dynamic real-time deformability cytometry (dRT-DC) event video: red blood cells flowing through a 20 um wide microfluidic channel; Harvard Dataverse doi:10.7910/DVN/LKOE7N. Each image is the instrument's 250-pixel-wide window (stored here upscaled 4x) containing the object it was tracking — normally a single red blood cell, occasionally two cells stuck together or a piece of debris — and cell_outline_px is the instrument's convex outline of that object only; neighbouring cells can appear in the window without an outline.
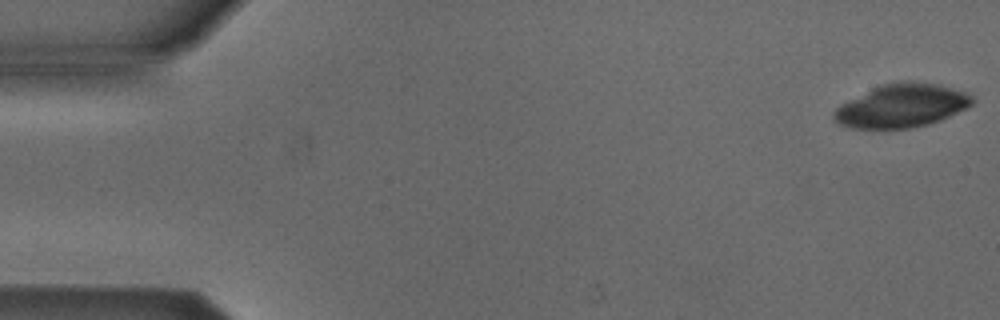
{"species": "Egyptian fruit bat (a non-hibernating species)", "species_latin": "Rousettus aegyptiacus", "temperature_condition": "cold", "stored_images_in_passage": 4, "camera_frame_rate_fps": 3000, "um_per_image_px": 0.085, "animal": {"sex": "male"}, "frame": {"image": 1, "passage_image": 1, "time_ms": 0.0, "image_size_px": [1000, 320], "cell_outline_px": [[976, 100], [972, 104], [940, 120], [928, 124], [912, 128], [848, 128], [836, 124], [832, 120], [832, 112], [840, 104], [880, 84], [904, 80], [912, 80], [940, 84], [964, 92], [972, 96]], "centroid_in_image_um": [76.58, 8.98], "position_along_channel_um": 8.4, "area_um2": 35.26}}
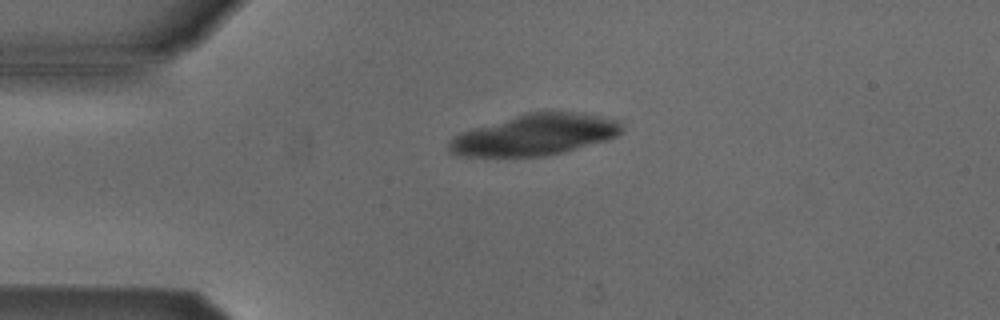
{"frame": {"image": 2, "passage_image": 4, "time_ms": 3.667, "image_size_px": [1000, 320], "cell_outline_px": [[624, 128], [616, 136], [604, 140], [564, 152], [544, 156], [460, 156], [448, 152], [448, 144], [460, 132], [528, 112], [584, 112], [620, 120]], "centroid_in_image_um": [45.49, 11.45], "position_along_channel_um": 39.5, "area_um2": 41.1}}